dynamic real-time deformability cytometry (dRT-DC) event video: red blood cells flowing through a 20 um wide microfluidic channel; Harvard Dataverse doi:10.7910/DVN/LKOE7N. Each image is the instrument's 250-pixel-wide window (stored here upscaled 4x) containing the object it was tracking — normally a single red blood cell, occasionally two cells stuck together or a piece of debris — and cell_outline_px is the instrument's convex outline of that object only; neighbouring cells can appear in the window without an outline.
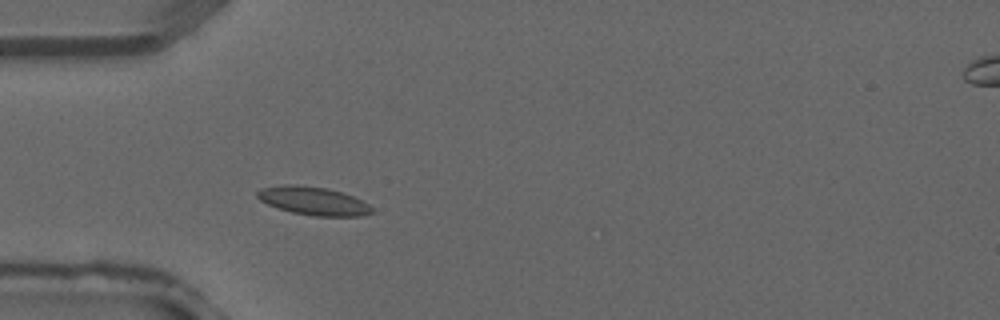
{"species": "common noctule bat (a hibernating species)", "species_latin": "Nyctalus noctula", "temperature_condition": "warm", "stored_images_in_passage": 2, "camera_frame_rate_fps": 3000, "um_per_image_px": 0.085, "animal": {"sex": "male", "forearm_length_mm": 52.5}, "frame": {"image": 1, "passage_image": 1, "time_ms": 0.0, "image_size_px": [1000, 320], "cell_outline_px": [[376, 212], [360, 216], [312, 216], [292, 212], [268, 204], [260, 200], [256, 196], [256, 192], [260, 188], [288, 184], [292, 184], [324, 188], [340, 192], [352, 196], [368, 204]], "centroid_in_image_um": [26.63, 17.08], "position_along_channel_um": 58.4, "area_um2": 18.67}}